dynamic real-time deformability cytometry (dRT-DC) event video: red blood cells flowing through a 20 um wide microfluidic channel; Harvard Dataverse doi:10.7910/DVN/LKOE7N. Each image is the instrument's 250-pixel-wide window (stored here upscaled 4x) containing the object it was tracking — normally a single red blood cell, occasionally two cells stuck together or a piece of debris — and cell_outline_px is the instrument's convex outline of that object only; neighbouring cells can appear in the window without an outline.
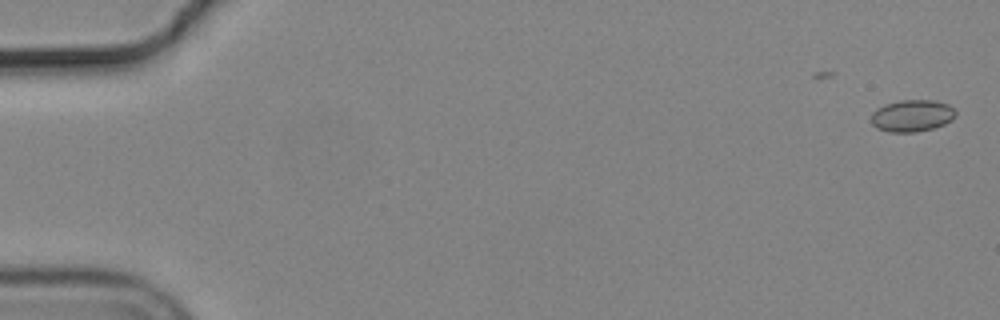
{"species": "common noctule bat (a hibernating species)", "species_latin": "Nyctalus noctula", "temperature_condition": "cold", "stored_images_in_passage": 16, "camera_frame_rate_fps": 3000, "um_per_image_px": 0.085, "animal": {"sex": "male", "body_mass_g": 19.2, "forearm_length_mm": 51.8}, "frame": {"image": 1, "passage_image": 1, "time_ms": 0.0, "image_size_px": [1000, 320], "cell_outline_px": [[956, 116], [952, 120], [944, 124], [932, 128], [916, 132], [888, 132], [876, 128], [872, 124], [872, 112], [876, 108], [884, 104], [900, 100], [936, 100], [948, 104], [956, 112]], "centroid_in_image_um": [77.51, 9.83], "position_along_channel_um": 7.5, "area_um2": 15.84}}
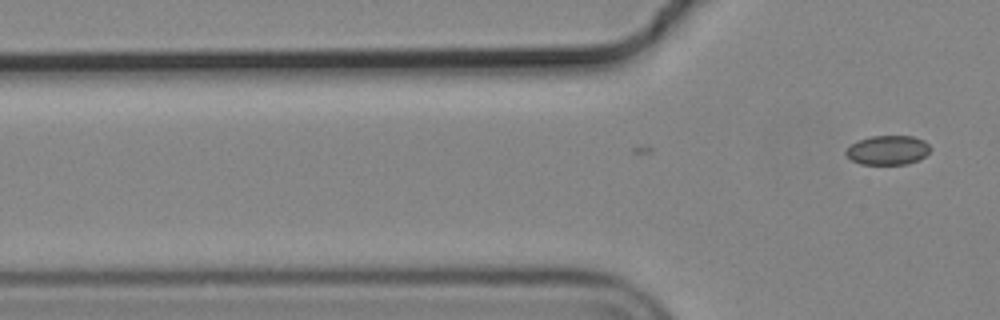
{"frame": {"image": 2, "passage_image": 16, "time_ms": 5.0, "image_size_px": [1000, 320], "cell_outline_px": [[932, 148], [920, 160], [908, 164], [860, 164], [852, 160], [844, 152], [856, 140], [872, 136], [912, 136], [924, 140]], "centroid_in_image_um": [75.48, 12.76], "position_along_channel_um": 50.3, "area_um2": 14.45}}